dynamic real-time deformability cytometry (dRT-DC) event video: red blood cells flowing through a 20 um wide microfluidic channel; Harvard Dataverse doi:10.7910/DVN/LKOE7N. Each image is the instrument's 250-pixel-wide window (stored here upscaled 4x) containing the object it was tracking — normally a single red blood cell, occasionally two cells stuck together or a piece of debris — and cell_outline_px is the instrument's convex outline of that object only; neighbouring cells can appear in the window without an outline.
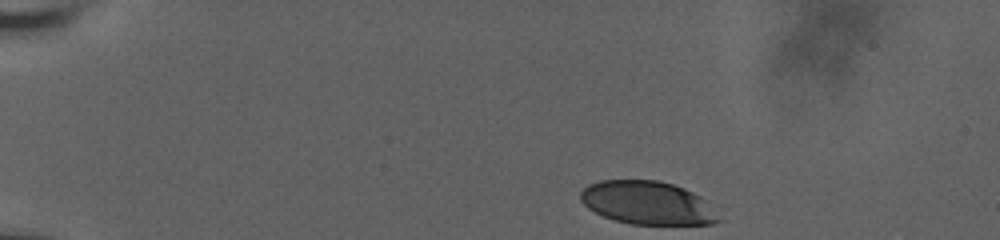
{"species": "human", "species_latin": "Homo sapiens", "temperature_condition": "room temperature", "stored_images_in_passage": 32, "camera_frame_rate_fps": 3000, "um_per_image_px": 0.085, "donor": {"sex": "male"}, "frame": {"image": 1, "passage_image": 1, "time_ms": 0.0, "image_size_px": [1000, 240], "cell_outline_px": [[724, 220], [712, 224], [632, 224], [616, 220], [604, 216], [588, 208], [580, 200], [580, 192], [588, 184], [600, 180], [656, 180], [672, 184], [684, 188], [708, 200]], "centroid_in_image_um": [55.09, 17.24], "position_along_channel_um": 29.9, "area_um2": 35.03}}
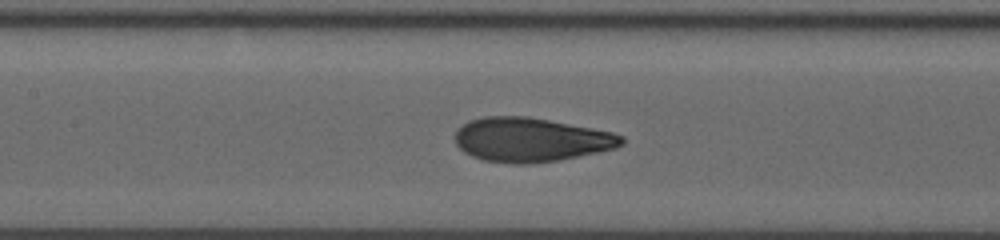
{"frame": {"image": 2, "passage_image": 19, "time_ms": 6.333, "image_size_px": [1000, 240], "cell_outline_px": [[624, 144], [616, 148], [560, 160], [528, 164], [512, 164], [484, 160], [472, 156], [464, 152], [456, 144], [456, 132], [468, 120], [484, 116], [528, 116], [592, 128], [612, 132], [624, 136]], "centroid_in_image_um": [45.13, 11.88], "position_along_channel_um": 162.3, "area_um2": 42.83}}
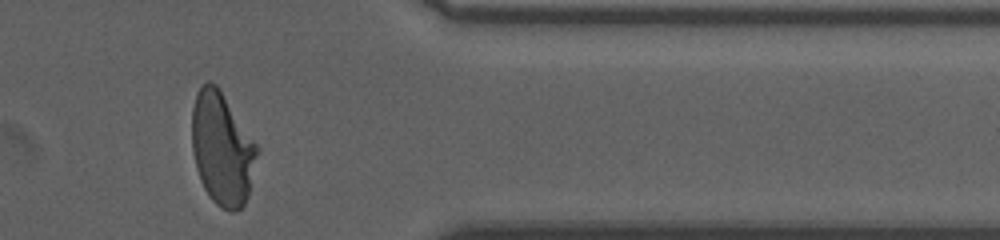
{"frame": {"image": 3, "passage_image": 32, "time_ms": 13.0, "image_size_px": [1000, 240], "cell_outline_px": [[260, 148], [248, 196], [244, 204], [236, 212], [232, 212], [220, 208], [212, 200], [204, 188], [200, 180], [196, 168], [192, 152], [192, 108], [196, 96], [200, 88], [208, 80], [216, 84]], "centroid_in_image_um": [18.89, 12.68], "position_along_channel_um": 392.5, "area_um2": 42.95}, "authors_computed_cell_mechanics": {"area_um2": 42.3674, "velocity_mm_per_s": 3.6404, "shape_relaxation_time_tau1_ms": 5.4617, "shape_relaxation_time_tau2_ms": 0.8152, "deformation_change_tau1": 0.2186, "deformation_change_tau2": 0.0676}}